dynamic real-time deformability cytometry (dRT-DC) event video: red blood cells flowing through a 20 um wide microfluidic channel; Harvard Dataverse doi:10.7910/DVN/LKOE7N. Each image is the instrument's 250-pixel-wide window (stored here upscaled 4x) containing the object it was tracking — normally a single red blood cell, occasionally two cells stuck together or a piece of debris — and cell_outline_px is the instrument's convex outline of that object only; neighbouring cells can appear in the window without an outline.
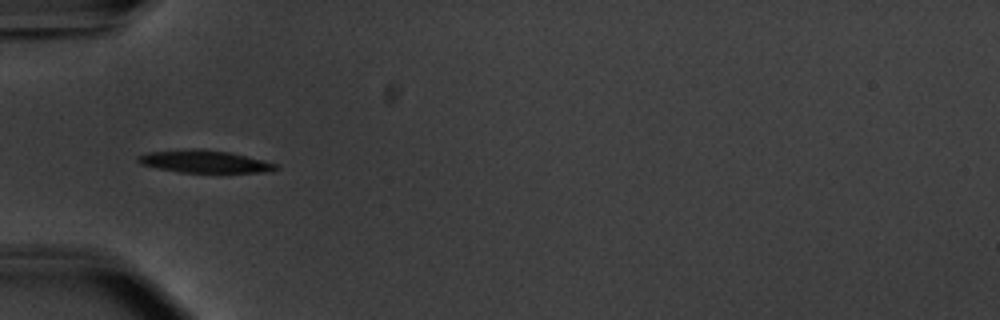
{"species": "common noctule bat (a hibernating species)", "species_latin": "Nyctalus noctula", "temperature_condition": "warm", "stored_images_in_passage": 37, "camera_frame_rate_fps": 3000, "um_per_image_px": 0.085, "animal": {"sex": "male", "body_mass_g": 20.1, "forearm_length_mm": 53.5}, "frame": {"image": 1, "passage_image": 1, "time_ms": 0.0, "image_size_px": [1000, 320], "cell_outline_px": [[280, 168], [272, 172], [180, 172], [156, 168], [140, 164], [136, 160], [136, 156], [148, 152], [188, 148], [204, 148], [228, 152], [280, 164]], "centroid_in_image_um": [17.38, 13.72], "position_along_channel_um": 67.6, "area_um2": 18.32}}
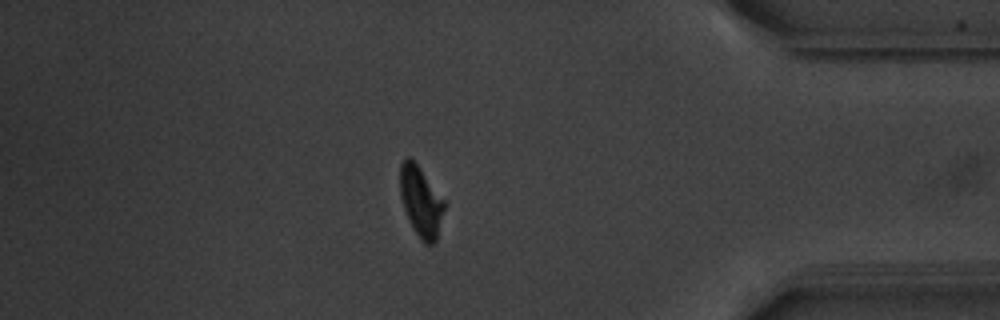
{"frame": {"image": 2, "passage_image": 30, "time_ms": 9.667, "image_size_px": [1000, 320], "cell_outline_px": [[444, 208], [436, 240], [432, 244], [424, 244], [420, 240], [412, 228], [404, 208], [400, 196], [400, 164], [408, 156], [412, 156], [444, 200]], "centroid_in_image_um": [35.75, 17.1], "position_along_channel_um": 399.5, "area_um2": 18.09}}
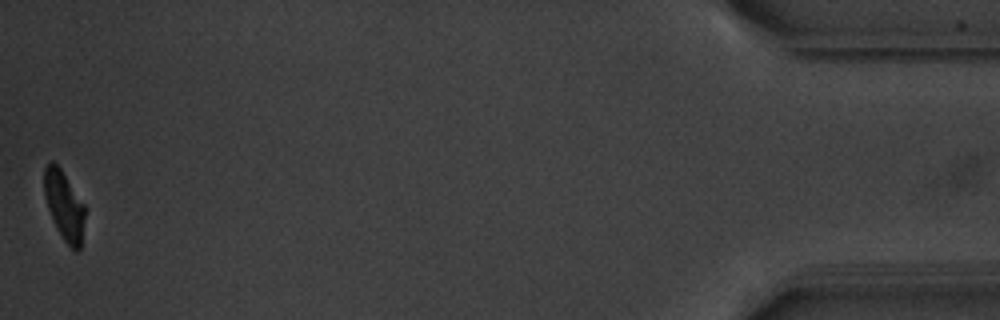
{"frame": {"image": 3, "passage_image": 37, "time_ms": 12.0, "image_size_px": [1000, 320], "cell_outline_px": [[84, 220], [80, 248], [76, 252], [64, 240], [48, 208], [44, 192], [44, 168], [52, 160], [60, 168], [84, 204]], "centroid_in_image_um": [5.45, 17.45], "position_along_channel_um": 429.7, "area_um2": 15.78}, "authors_computed_cell_mechanics": {"area_um2": 18.3226, "velocity_mm_per_s": 3.7368, "shape_relaxation_time_tau1_ms": 2.6514, "shape_relaxation_time_tau2_ms": 3.3859, "deformation_change_tau1": 0.1553, "deformation_change_tau2": 0.0694}}